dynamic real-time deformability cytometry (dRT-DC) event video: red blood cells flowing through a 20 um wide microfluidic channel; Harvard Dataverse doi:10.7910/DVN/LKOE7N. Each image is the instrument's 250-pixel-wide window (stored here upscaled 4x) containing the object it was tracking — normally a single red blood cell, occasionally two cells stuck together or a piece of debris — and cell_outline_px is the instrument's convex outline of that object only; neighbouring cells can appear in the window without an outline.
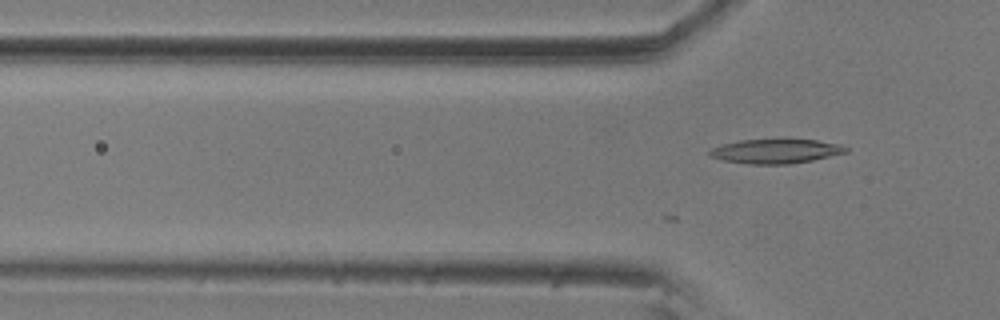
{"species": "common noctule bat (a hibernating species)", "species_latin": "Nyctalus noctula", "temperature_condition": "room temperature", "stored_images_in_passage": 4, "camera_frame_rate_fps": 3000, "um_per_image_px": 0.085, "animal": {"sex": "male", "body_mass_g": 20.5, "forearm_length_mm": 52.5}, "frame": {"image": 1, "passage_image": 4, "time_ms": 1.0, "image_size_px": [1000, 320], "cell_outline_px": [[848, 152], [812, 160], [788, 164], [748, 164], [724, 160], [708, 156], [708, 152], [712, 148], [724, 144], [740, 140], [816, 140], [840, 144], [848, 148]], "centroid_in_image_um": [65.94, 12.86], "position_along_channel_um": 59.9, "area_um2": 19.07}}